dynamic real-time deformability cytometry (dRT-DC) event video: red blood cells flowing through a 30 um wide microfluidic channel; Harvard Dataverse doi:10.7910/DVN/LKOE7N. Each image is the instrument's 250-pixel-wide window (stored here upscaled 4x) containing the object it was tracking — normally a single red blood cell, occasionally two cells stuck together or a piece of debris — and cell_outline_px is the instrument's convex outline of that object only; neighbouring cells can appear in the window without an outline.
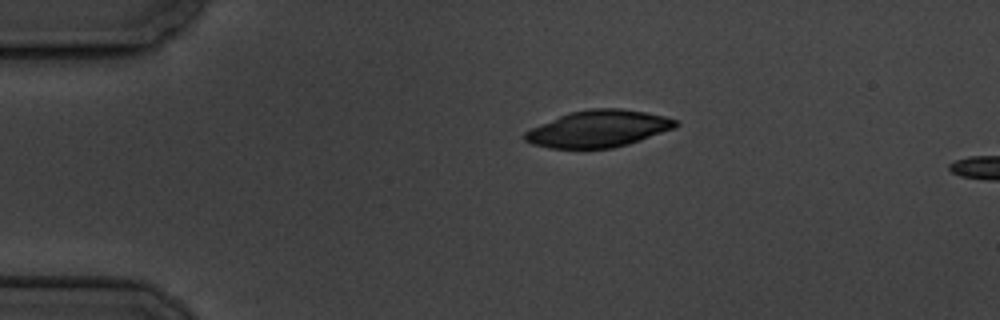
{"species": "common noctule bat (a hibernating species)", "species_latin": "Nyctalus noctula", "temperature_condition": "cold", "stored_images_in_passage": 2, "camera_frame_rate_fps": 3000, "um_per_image_px": 0.085, "animal": {"sex": "male", "body_mass_g": 19.5, "forearm_length_mm": 54.6}, "frame": {"image": 1, "passage_image": 1, "time_ms": 0.0, "image_size_px": [1000, 320], "cell_outline_px": [[680, 124], [676, 128], [628, 144], [612, 148], [548, 148], [532, 144], [524, 140], [524, 132], [532, 128], [560, 116], [572, 112], [588, 108], [620, 108], [644, 112], [664, 116], [676, 120]], "centroid_in_image_um": [50.89, 10.95], "position_along_channel_um": 34.1, "area_um2": 32.14}}